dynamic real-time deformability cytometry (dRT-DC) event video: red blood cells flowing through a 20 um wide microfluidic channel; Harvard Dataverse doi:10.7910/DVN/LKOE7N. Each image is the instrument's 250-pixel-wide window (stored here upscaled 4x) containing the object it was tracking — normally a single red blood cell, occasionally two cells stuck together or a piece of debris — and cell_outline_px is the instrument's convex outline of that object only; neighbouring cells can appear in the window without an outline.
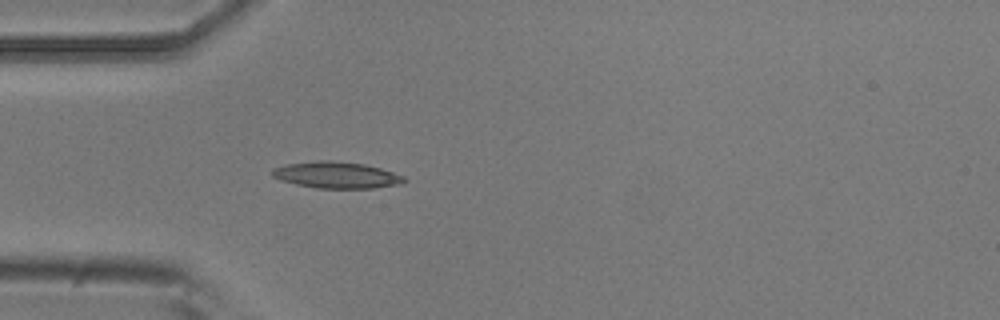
{"species": "common noctule bat (a hibernating species)", "species_latin": "Nyctalus noctula", "temperature_condition": "room temperature", "stored_images_in_passage": 2, "camera_frame_rate_fps": 3000, "um_per_image_px": 0.085, "animal": {"sex": "male", "body_mass_g": 20.5, "forearm_length_mm": 52.5}, "frame": {"image": 1, "passage_image": 2, "time_ms": 0.333, "image_size_px": [1000, 320], "cell_outline_px": [[408, 180], [396, 184], [372, 188], [316, 188], [296, 184], [280, 180], [272, 176], [272, 168], [284, 164], [320, 160], [328, 160], [364, 164], [380, 168], [404, 176]], "centroid_in_image_um": [28.55, 14.87], "position_along_channel_um": 56.5, "area_um2": 20.23}}